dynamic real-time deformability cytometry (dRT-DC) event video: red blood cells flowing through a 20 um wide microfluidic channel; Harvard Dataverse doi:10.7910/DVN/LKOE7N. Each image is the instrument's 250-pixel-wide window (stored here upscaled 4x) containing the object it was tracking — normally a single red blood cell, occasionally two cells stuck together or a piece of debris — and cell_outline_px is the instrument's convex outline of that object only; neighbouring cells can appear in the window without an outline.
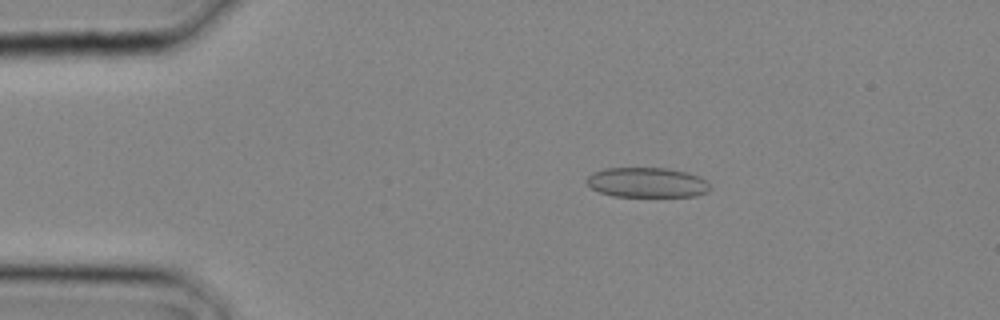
{"species": "common noctule bat (a hibernating species)", "species_latin": "Nyctalus noctula", "temperature_condition": "cold", "stored_images_in_passage": 26, "camera_frame_rate_fps": 3000, "um_per_image_px": 0.085, "animal": {"sex": "male", "body_mass_g": 20.4}, "frame": {"image": 1, "passage_image": 4, "time_ms": 1.0, "image_size_px": [1000, 320], "cell_outline_px": [[708, 192], [696, 196], [612, 196], [600, 192], [592, 188], [584, 180], [592, 172], [604, 168], [668, 168], [688, 172], [700, 176], [708, 184]], "centroid_in_image_um": [54.97, 15.5], "position_along_channel_um": 30.0, "area_um2": 21.56}}
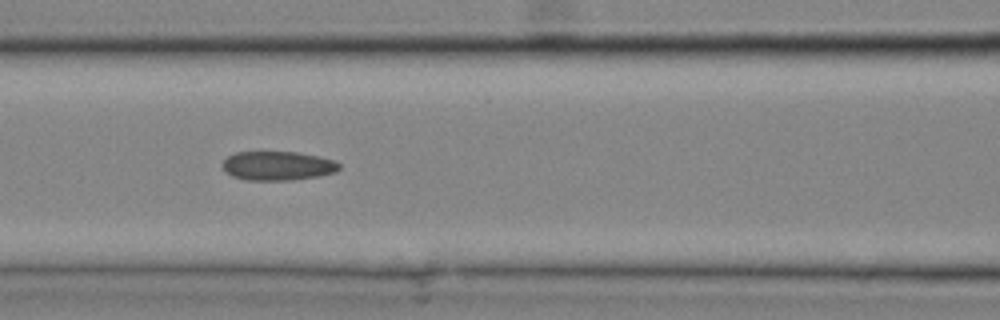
{"frame": {"image": 2, "passage_image": 11, "time_ms": 3.333, "image_size_px": [1000, 320], "cell_outline_px": [[340, 168], [336, 172], [316, 176], [292, 180], [248, 180], [232, 176], [224, 172], [220, 164], [228, 156], [236, 152], [296, 152], [320, 156], [336, 160], [340, 164]], "centroid_in_image_um": [23.59, 14.09], "position_along_channel_um": 143.0, "area_um2": 19.94}}
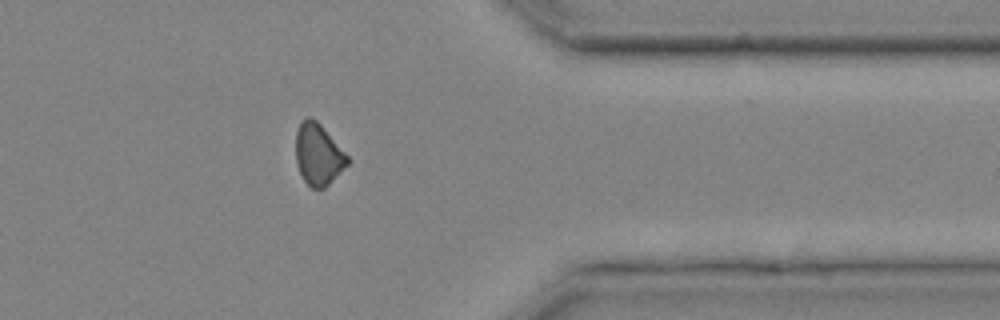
{"frame": {"image": 3, "passage_image": 22, "time_ms": 7.0, "image_size_px": [1000, 320], "cell_outline_px": [[348, 164], [324, 188], [312, 188], [304, 180], [300, 172], [296, 160], [296, 132], [300, 124], [308, 116], [312, 116], [320, 124], [348, 156]], "centroid_in_image_um": [27.04, 13.12], "position_along_channel_um": 384.4, "area_um2": 18.09}}